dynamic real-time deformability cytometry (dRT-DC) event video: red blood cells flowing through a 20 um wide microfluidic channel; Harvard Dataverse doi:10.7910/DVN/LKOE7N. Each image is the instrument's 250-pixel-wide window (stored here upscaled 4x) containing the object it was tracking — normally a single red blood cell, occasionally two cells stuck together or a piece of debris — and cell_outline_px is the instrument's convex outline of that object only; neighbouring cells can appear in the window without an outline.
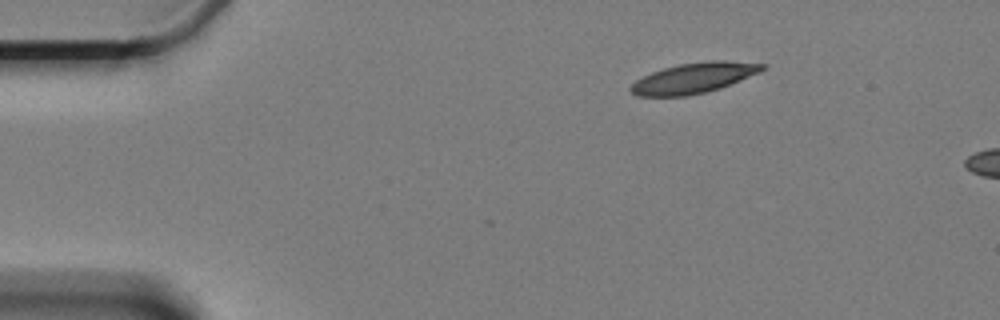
{"species": "Egyptian fruit bat (a non-hibernating species)", "species_latin": "Rousettus aegyptiacus", "temperature_condition": "cold", "stored_images_in_passage": 14, "camera_frame_rate_fps": 3000, "um_per_image_px": 0.085, "animal": {"sex": "female"}, "frame": {"image": 1, "passage_image": 1, "time_ms": 0.0, "image_size_px": [1000, 320], "cell_outline_px": [[768, 68], [760, 72], [720, 88], [688, 96], [636, 96], [628, 88], [636, 80], [652, 72], [664, 68], [680, 64], [708, 60], [724, 60], [768, 64]], "centroid_in_image_um": [59.01, 6.62], "position_along_channel_um": 26.0, "area_um2": 23.29}}
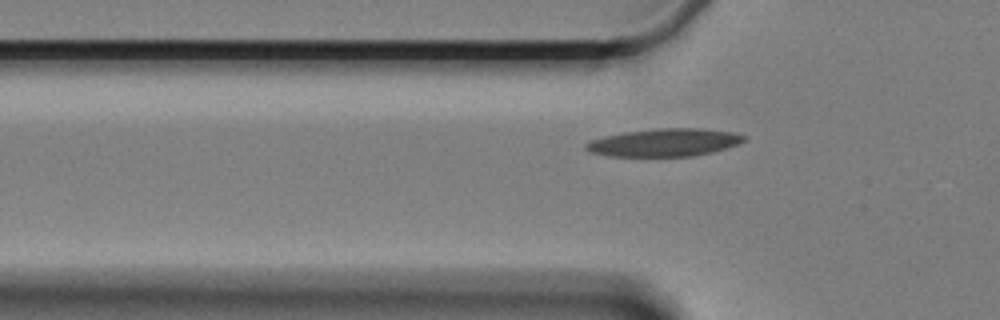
{"frame": {"image": 2, "passage_image": 11, "time_ms": 3.333, "image_size_px": [1000, 320], "cell_outline_px": [[748, 136], [740, 144], [728, 148], [712, 152], [692, 156], [608, 156], [592, 152], [584, 148], [584, 144], [592, 140], [604, 136], [624, 132], [656, 128], [700, 128], [732, 132]], "centroid_in_image_um": [56.5, 12.11], "position_along_channel_um": 69.3, "area_um2": 25.66}}